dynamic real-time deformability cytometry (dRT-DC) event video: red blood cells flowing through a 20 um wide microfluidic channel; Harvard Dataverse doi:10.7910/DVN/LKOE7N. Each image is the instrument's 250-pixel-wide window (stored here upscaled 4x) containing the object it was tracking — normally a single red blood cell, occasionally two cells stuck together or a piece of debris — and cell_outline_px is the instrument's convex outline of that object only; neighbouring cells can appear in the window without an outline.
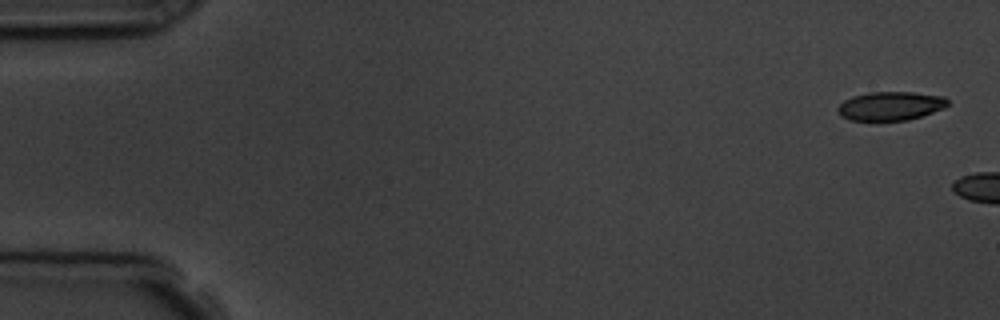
{"species": "common noctule bat (a hibernating species)", "species_latin": "Nyctalus noctula", "temperature_condition": "room temperature", "stored_images_in_passage": 6, "camera_frame_rate_fps": 3000, "um_per_image_px": 0.085, "animal": {"sex": "male", "body_mass_g": 19.5, "forearm_length_mm": 54.6}, "frame": {"image": 1, "passage_image": 1, "time_ms": 0.0, "image_size_px": [1000, 320], "cell_outline_px": [[948, 104], [944, 108], [908, 120], [848, 120], [840, 116], [836, 108], [844, 100], [852, 96], [868, 92], [912, 92], [944, 96], [948, 100]], "centroid_in_image_um": [75.66, 9.0], "position_along_channel_um": 9.3, "area_um2": 18.44}}